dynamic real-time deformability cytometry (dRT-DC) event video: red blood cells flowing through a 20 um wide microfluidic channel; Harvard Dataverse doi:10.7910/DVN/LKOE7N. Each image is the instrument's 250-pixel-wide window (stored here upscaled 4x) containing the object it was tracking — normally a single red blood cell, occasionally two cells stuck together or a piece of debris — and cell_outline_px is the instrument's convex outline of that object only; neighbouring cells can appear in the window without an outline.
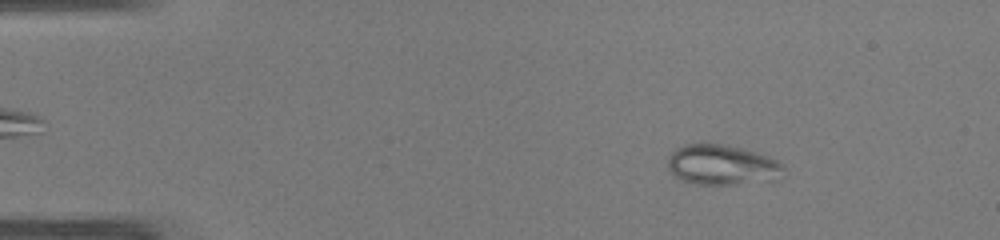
{"species": "common noctule bat (a hibernating species)", "species_latin": "Nyctalus noctula", "temperature_condition": "warm", "stored_images_in_passage": 47, "camera_frame_rate_fps": 3000, "um_per_image_px": 0.085, "animal": {"sex": "male", "body_mass_g": 19.0, "forearm_length_mm": 50.8}, "frame": {"image": 1, "passage_image": 6, "time_ms": 1.667, "image_size_px": [1000, 240], "cell_outline_px": [[784, 168], [780, 180], [736, 184], [696, 184], [684, 180], [676, 176], [668, 168], [668, 156], [676, 148], [684, 144], [724, 144], [756, 152], [768, 156], [784, 164]], "centroid_in_image_um": [61.42, 14.02], "position_along_channel_um": 23.6, "area_um2": 27.17}}
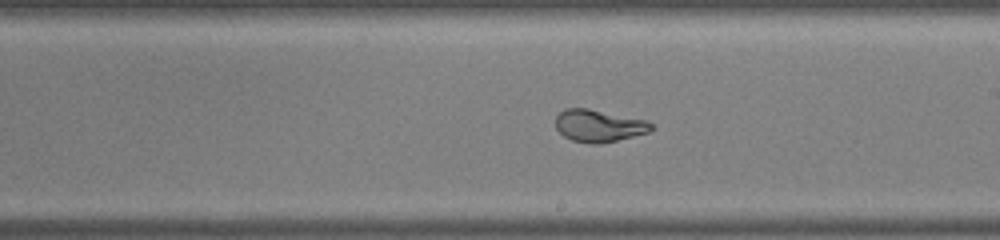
{"frame": {"image": 2, "passage_image": 27, "time_ms": 8.667, "image_size_px": [1000, 240], "cell_outline_px": [[656, 128], [648, 132], [600, 144], [592, 144], [572, 140], [564, 136], [556, 128], [556, 116], [564, 108], [588, 108], [648, 120]], "centroid_in_image_um": [50.91, 10.68], "position_along_channel_um": 238.1, "area_um2": 18.03}}
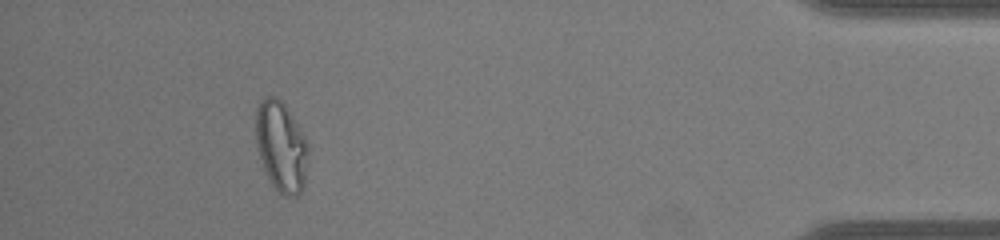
{"frame": {"image": 3, "passage_image": 43, "time_ms": 14.0, "image_size_px": [1000, 240], "cell_outline_px": [[308, 156], [304, 188], [296, 196], [284, 196], [272, 184], [264, 168], [256, 144], [256, 108], [260, 100], [264, 96], [276, 96], [284, 104], [296, 124], [308, 148]], "centroid_in_image_um": [23.88, 12.46], "position_along_channel_um": 411.3, "area_um2": 27.11}, "authors_computed_cell_mechanics": {"area_um2": 22.4842, "velocity_mm_per_s": 4.2406, "shape_relaxation_time_tau1_ms": 10.6403, "shape_relaxation_time_tau2_ms": null, "deformation_change_tau1": 0.3224, "deformation_change_tau2": null}}